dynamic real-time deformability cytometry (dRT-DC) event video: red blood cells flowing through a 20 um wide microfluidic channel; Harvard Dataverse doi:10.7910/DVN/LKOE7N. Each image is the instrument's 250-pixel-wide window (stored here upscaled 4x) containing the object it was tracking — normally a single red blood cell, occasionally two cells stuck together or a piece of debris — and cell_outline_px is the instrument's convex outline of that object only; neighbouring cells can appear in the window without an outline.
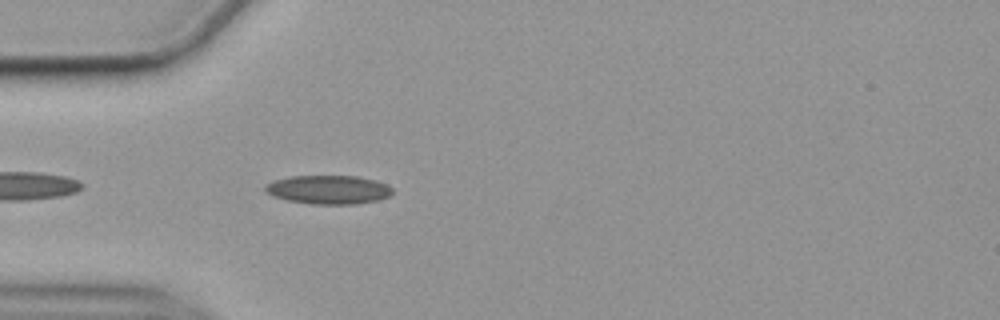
{"species": "common noctule bat (a hibernating species)", "species_latin": "Nyctalus noctula", "temperature_condition": "cold", "stored_images_in_passage": 42, "camera_frame_rate_fps": 3000, "um_per_image_px": 0.085, "animal": {"sex": "female", "body_mass_g": 19.9}, "frame": {"image": 1, "passage_image": 2, "time_ms": 0.333, "image_size_px": [1000, 320], "cell_outline_px": [[392, 192], [388, 196], [376, 200], [356, 204], [312, 204], [288, 200], [272, 196], [264, 192], [264, 184], [272, 180], [288, 176], [356, 176], [376, 180], [388, 184], [392, 188]], "centroid_in_image_um": [27.86, 16.11], "position_along_channel_um": 57.1, "area_um2": 21.5}}
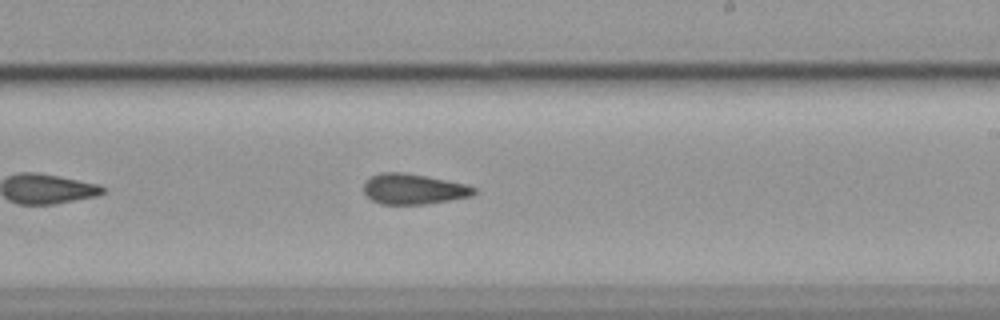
{"frame": {"image": 2, "passage_image": 19, "time_ms": 6.0, "image_size_px": [1000, 320], "cell_outline_px": [[476, 192], [472, 196], [424, 204], [380, 204], [372, 200], [364, 192], [364, 184], [372, 176], [380, 172], [404, 172], [464, 184], [476, 188]], "centroid_in_image_um": [35.13, 16.07], "position_along_channel_um": 253.9, "area_um2": 19.25}}
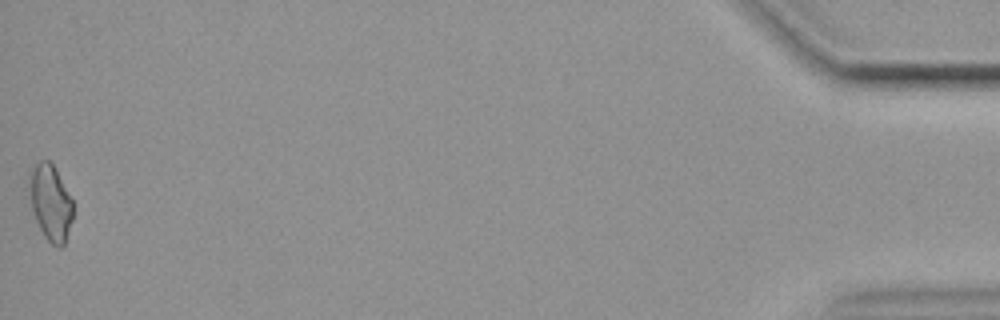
{"frame": {"image": 3, "passage_image": 42, "time_ms": 13.667, "image_size_px": [1000, 320], "cell_outline_px": [[72, 220], [64, 244], [60, 248], [56, 248], [44, 236], [32, 212], [24, 188], [28, 172], [40, 160], [48, 160], [52, 164], [72, 200]], "centroid_in_image_um": [4.2, 17.19], "position_along_channel_um": 431.0, "area_um2": 19.83}, "authors_computed_cell_mechanics": {"area_um2": 19.7676, "velocity_mm_per_s": 3.5647, "shape_relaxation_time_tau1_ms": null, "shape_relaxation_time_tau2_ms": 3.3718, "deformation_change_tau1": null, "deformation_change_tau2": 0.1097}}